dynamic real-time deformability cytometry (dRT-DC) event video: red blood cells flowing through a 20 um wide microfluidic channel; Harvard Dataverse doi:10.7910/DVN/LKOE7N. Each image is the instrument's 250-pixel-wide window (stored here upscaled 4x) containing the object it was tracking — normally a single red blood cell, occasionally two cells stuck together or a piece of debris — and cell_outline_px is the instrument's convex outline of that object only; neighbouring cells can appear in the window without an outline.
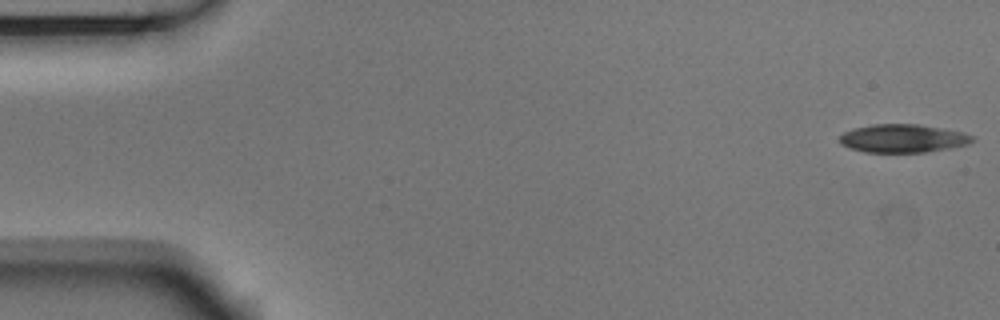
{"species": "Egyptian fruit bat (a non-hibernating species)", "species_latin": "Rousettus aegyptiacus", "temperature_condition": "room temperature", "stored_images_in_passage": 53, "camera_frame_rate_fps": 3000, "um_per_image_px": 0.085, "animal": {"sex": "male"}, "frame": {"image": 1, "passage_image": 1, "time_ms": 0.0, "image_size_px": [1000, 320], "cell_outline_px": [[976, 136], [968, 144], [948, 148], [924, 152], [864, 152], [840, 144], [840, 136], [844, 132], [852, 128], [872, 124], [920, 124], [964, 132]], "centroid_in_image_um": [76.75, 11.75], "position_along_channel_um": 8.3, "area_um2": 21.85}}
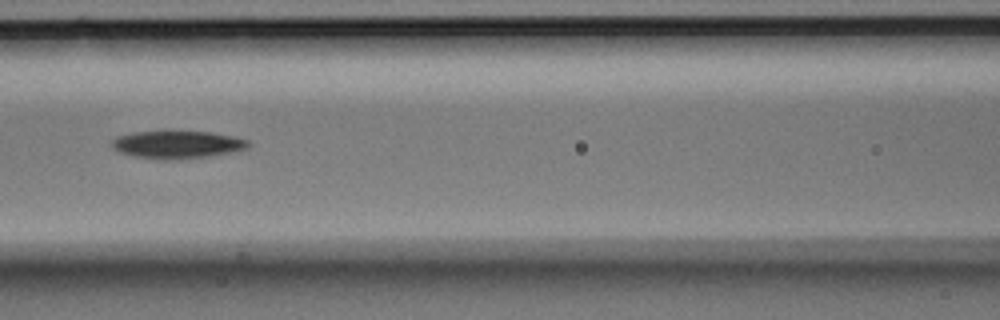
{"frame": {"image": 2, "passage_image": 23, "time_ms": 7.333, "image_size_px": [1000, 320], "cell_outline_px": [[248, 148], [208, 156], [168, 160], [164, 160], [132, 156], [120, 152], [112, 148], [112, 140], [116, 136], [132, 132], [164, 128], [212, 132], [236, 136], [248, 140]], "centroid_in_image_um": [15.0, 12.23], "position_along_channel_um": 151.6, "area_um2": 22.95}}
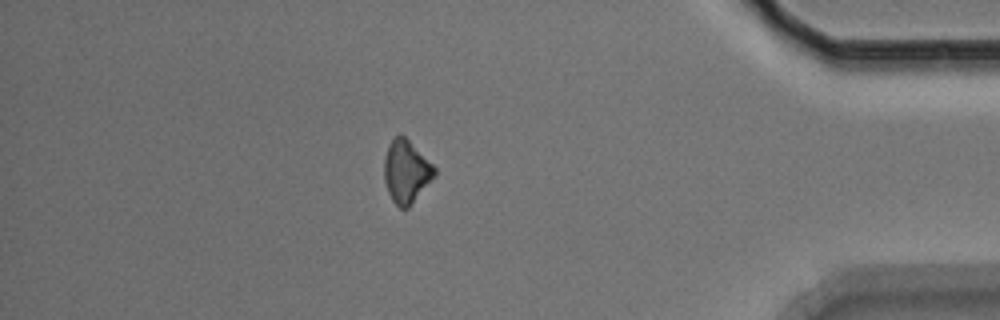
{"frame": {"image": 3, "passage_image": 46, "time_ms": 15.0, "image_size_px": [1000, 320], "cell_outline_px": [[436, 176], [408, 208], [400, 208], [392, 200], [388, 192], [384, 180], [384, 156], [388, 144], [400, 132], [436, 168]], "centroid_in_image_um": [34.52, 14.59], "position_along_channel_um": 400.7, "area_um2": 18.38}, "authors_computed_cell_mechanics": {"area_um2": 22.0218, "velocity_mm_per_s": 3.7467, "shape_relaxation_time_tau1_ms": 1.9194, "shape_relaxation_time_tau2_ms": null, "deformation_change_tau1": 0.0949, "deformation_change_tau2": null}}